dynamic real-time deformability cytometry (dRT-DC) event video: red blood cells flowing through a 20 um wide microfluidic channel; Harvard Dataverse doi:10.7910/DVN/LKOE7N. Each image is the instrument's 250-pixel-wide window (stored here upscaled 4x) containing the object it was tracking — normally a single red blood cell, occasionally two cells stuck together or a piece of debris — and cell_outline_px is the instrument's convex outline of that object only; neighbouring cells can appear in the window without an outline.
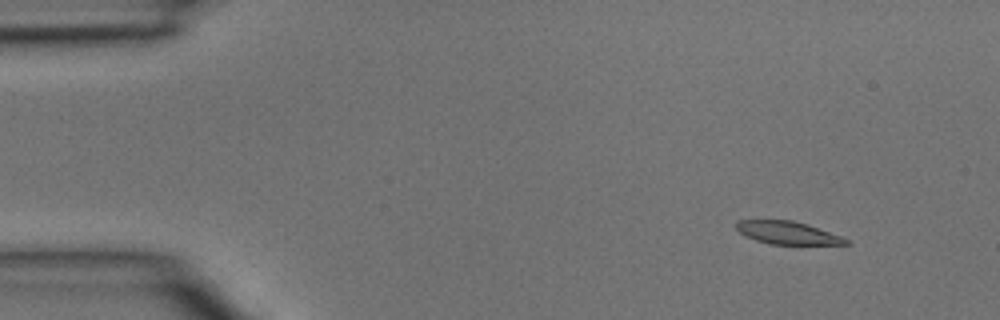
{"species": "common noctule bat (a hibernating species)", "species_latin": "Nyctalus noctula", "temperature_condition": "room temperature", "stored_images_in_passage": 2, "camera_frame_rate_fps": 3000, "um_per_image_px": 0.085, "animal": {"sex": "male", "body_mass_g": 15.6}, "frame": {"image": 1, "passage_image": 1, "time_ms": 0.0, "image_size_px": [1000, 320], "cell_outline_px": [[848, 244], [772, 244], [756, 240], [744, 236], [736, 228], [736, 220], [792, 220], [808, 224], [840, 236], [848, 240]], "centroid_in_image_um": [66.89, 19.77], "position_along_channel_um": 18.1, "area_um2": 14.39}}